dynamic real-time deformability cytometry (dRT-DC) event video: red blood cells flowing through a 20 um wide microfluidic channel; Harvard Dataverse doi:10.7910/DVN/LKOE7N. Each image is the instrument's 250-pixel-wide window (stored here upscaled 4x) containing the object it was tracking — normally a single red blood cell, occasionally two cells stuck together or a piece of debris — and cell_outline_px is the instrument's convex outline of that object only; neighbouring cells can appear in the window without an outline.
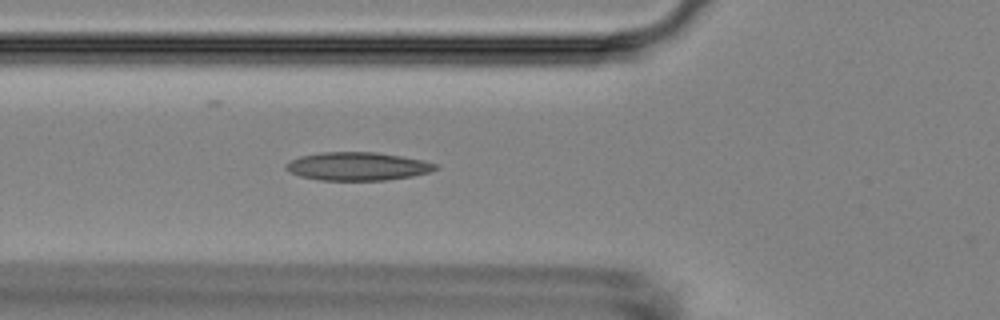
{"species": "Egyptian fruit bat (a non-hibernating species)", "species_latin": "Rousettus aegyptiacus", "temperature_condition": "room temperature", "stored_images_in_passage": 4, "camera_frame_rate_fps": 3000, "um_per_image_px": 0.085, "animal": {"sex": "female"}, "frame": {"image": 1, "passage_image": 4, "time_ms": 3.333, "image_size_px": [1000, 320], "cell_outline_px": [[440, 168], [428, 172], [412, 176], [384, 180], [320, 180], [300, 176], [288, 172], [284, 168], [284, 164], [300, 156], [320, 152], [376, 152], [424, 160], [436, 164]], "centroid_in_image_um": [30.36, 14.13], "position_along_channel_um": 95.4, "area_um2": 24.62}}